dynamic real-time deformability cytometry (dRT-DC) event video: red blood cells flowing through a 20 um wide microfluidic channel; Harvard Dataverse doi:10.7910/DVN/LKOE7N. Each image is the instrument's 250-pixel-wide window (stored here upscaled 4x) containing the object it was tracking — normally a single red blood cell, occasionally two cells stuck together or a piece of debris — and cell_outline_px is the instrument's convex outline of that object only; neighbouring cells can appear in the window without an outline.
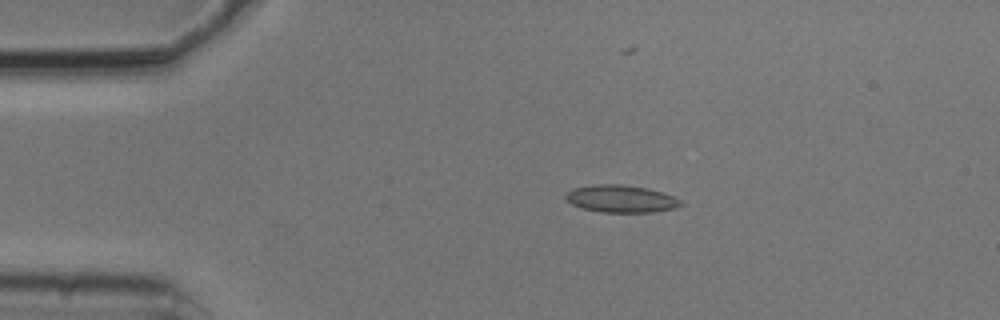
{"species": "common noctule bat (a hibernating species)", "species_latin": "Nyctalus noctula", "temperature_condition": "cold", "stored_images_in_passage": 5, "camera_frame_rate_fps": 3000, "um_per_image_px": 0.085, "animal": {"sex": "male", "body_mass_g": 20.5, "forearm_length_mm": 52.5}, "frame": {"image": 1, "passage_image": 3, "time_ms": 0.667, "image_size_px": [1000, 320], "cell_outline_px": [[684, 204], [676, 208], [652, 212], [600, 212], [584, 208], [572, 204], [564, 196], [572, 188], [592, 184], [624, 184], [664, 192], [680, 200]], "centroid_in_image_um": [52.79, 16.89], "position_along_channel_um": 32.2, "area_um2": 18.32}}